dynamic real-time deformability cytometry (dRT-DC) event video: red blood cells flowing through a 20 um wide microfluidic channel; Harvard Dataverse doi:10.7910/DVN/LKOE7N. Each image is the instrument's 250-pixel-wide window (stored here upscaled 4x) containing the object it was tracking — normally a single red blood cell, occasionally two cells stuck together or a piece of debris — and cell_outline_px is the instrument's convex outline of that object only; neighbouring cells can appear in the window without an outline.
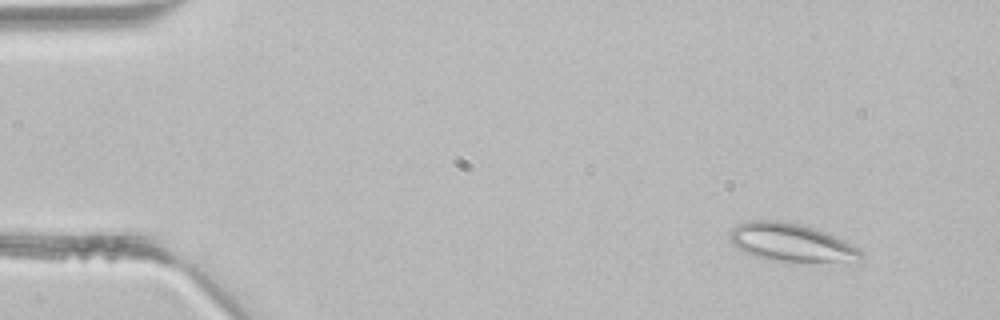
{"species": "common noctule bat (a hibernating species)", "species_latin": "Nyctalus noctula", "temperature_condition": "room temperature", "stored_images_in_passage": 3, "camera_frame_rate_fps": 3000, "um_per_image_px": 0.085, "animal": {"sex": "male", "body_mass_g": 21.5, "forearm_length_mm": 52.0}, "frame": {"image": 1, "passage_image": 1, "time_ms": 0.0, "image_size_px": [1000, 320], "cell_outline_px": [[864, 256], [828, 260], [768, 260], [744, 252], [732, 244], [728, 232], [736, 224], [752, 220], [776, 220], [800, 224], [824, 232], [844, 240], [860, 248], [864, 252]], "centroid_in_image_um": [67.11, 20.56], "position_along_channel_um": 17.9, "area_um2": 28.03}}